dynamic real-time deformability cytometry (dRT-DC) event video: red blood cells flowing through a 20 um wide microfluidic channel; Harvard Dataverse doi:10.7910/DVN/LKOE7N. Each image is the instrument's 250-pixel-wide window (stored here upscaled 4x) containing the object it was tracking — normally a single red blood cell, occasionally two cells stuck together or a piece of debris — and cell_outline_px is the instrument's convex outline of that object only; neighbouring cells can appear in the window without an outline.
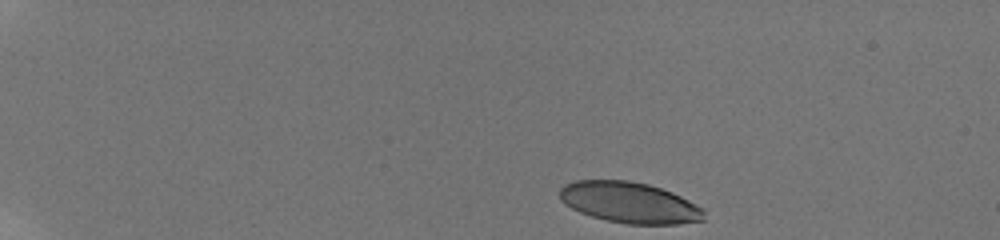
{"species": "human", "species_latin": "Homo sapiens", "temperature_condition": "room temperature", "stored_images_in_passage": 28, "camera_frame_rate_fps": 3000, "um_per_image_px": 0.085, "donor": {"sex": "male"}, "frame": {"image": 1, "passage_image": 1, "time_ms": 0.0, "image_size_px": [1000, 240], "cell_outline_px": [[704, 220], [676, 224], [628, 224], [608, 220], [592, 216], [580, 212], [564, 204], [560, 200], [560, 188], [564, 184], [576, 180], [628, 180], [648, 184], [672, 192], [704, 208]], "centroid_in_image_um": [53.5, 17.21], "position_along_channel_um": 31.5, "area_um2": 34.39}}
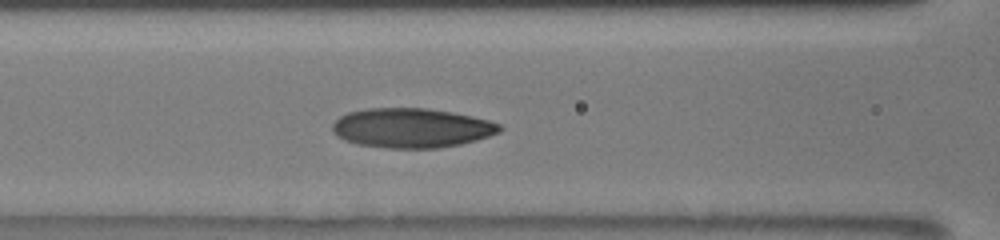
{"frame": {"image": 2, "passage_image": 19, "time_ms": 5.667, "image_size_px": [1000, 240], "cell_outline_px": [[504, 128], [500, 132], [476, 140], [460, 144], [436, 148], [388, 148], [356, 144], [344, 140], [336, 136], [332, 132], [332, 124], [340, 116], [348, 112], [368, 108], [428, 108], [452, 112], [472, 116], [488, 120], [500, 124]], "centroid_in_image_um": [34.97, 10.87], "position_along_channel_um": 131.6, "area_um2": 38.67}}
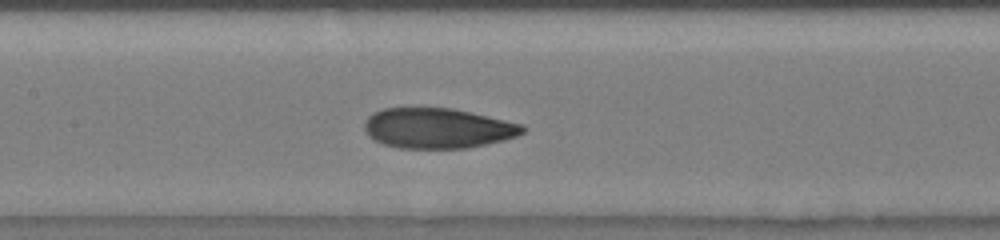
{"frame": {"image": 3, "passage_image": 23, "time_ms": 6.667, "image_size_px": [1000, 240], "cell_outline_px": [[528, 128], [524, 132], [516, 136], [504, 140], [468, 148], [400, 148], [384, 144], [372, 140], [368, 136], [364, 128], [364, 120], [372, 112], [384, 108], [452, 108], [524, 124]], "centroid_in_image_um": [37.19, 10.9], "position_along_channel_um": 170.2, "area_um2": 37.34}}